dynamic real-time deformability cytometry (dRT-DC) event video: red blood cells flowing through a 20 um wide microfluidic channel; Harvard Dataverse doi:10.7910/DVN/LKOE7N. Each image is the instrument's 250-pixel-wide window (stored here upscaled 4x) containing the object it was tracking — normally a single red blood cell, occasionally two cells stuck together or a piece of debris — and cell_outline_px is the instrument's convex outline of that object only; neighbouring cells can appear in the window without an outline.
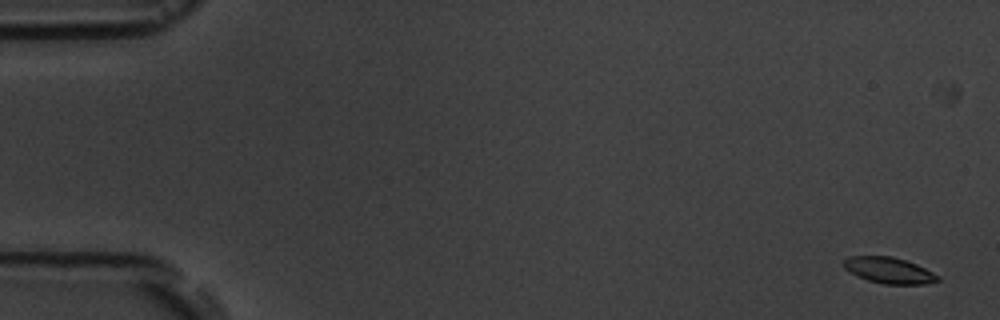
{"species": "common noctule bat (a hibernating species)", "species_latin": "Nyctalus noctula", "temperature_condition": "room temperature", "stored_images_in_passage": 4, "camera_frame_rate_fps": 3000, "um_per_image_px": 0.085, "animal": {"sex": "male", "body_mass_g": 19.5, "forearm_length_mm": 54.6}, "frame": {"image": 1, "passage_image": 1, "time_ms": 0.0, "image_size_px": [1000, 320], "cell_outline_px": [[940, 280], [924, 284], [884, 284], [868, 280], [844, 268], [844, 260], [848, 256], [892, 256], [916, 264], [940, 276]], "centroid_in_image_um": [75.58, 22.97], "position_along_channel_um": 9.4, "area_um2": 14.05}}